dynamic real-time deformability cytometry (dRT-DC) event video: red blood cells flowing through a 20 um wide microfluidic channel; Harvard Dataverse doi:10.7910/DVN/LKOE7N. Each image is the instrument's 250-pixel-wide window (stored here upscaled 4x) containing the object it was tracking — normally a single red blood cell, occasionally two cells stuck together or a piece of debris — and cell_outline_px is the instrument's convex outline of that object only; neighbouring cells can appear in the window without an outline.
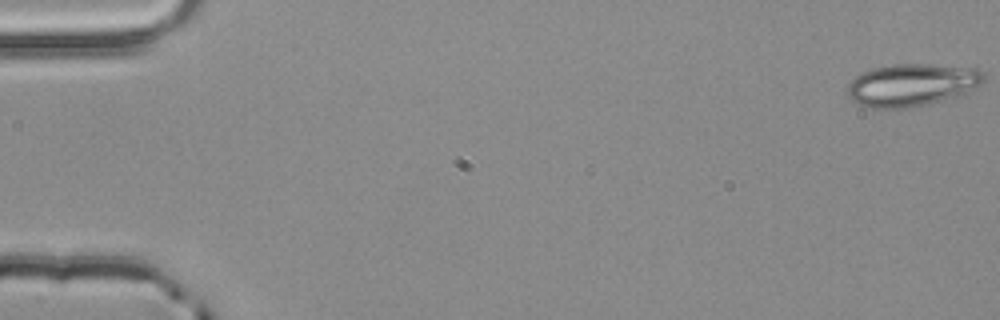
{"species": "common noctule bat (a hibernating species)", "species_latin": "Nyctalus noctula", "temperature_condition": "room temperature", "stored_images_in_passage": 53, "camera_frame_rate_fps": 3000, "um_per_image_px": 0.085, "animal": {"sex": "male", "body_mass_g": 20.4}, "frame": {"image": 1, "passage_image": 1, "time_ms": 0.0, "image_size_px": [1000, 320], "cell_outline_px": [[984, 80], [980, 84], [968, 92], [940, 100], [908, 108], [872, 108], [856, 104], [848, 96], [848, 84], [856, 76], [872, 68], [892, 64], [928, 64], [980, 68], [984, 72]], "centroid_in_image_um": [77.5, 7.2], "position_along_channel_um": 7.5, "area_um2": 33.64}}
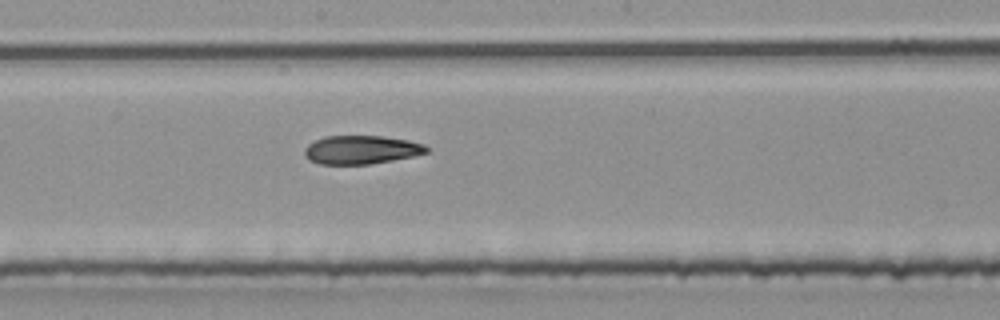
{"frame": {"image": 2, "passage_image": 30, "time_ms": 9.667, "image_size_px": [1000, 320], "cell_outline_px": [[428, 152], [412, 156], [392, 160], [368, 164], [320, 164], [308, 160], [304, 156], [304, 148], [308, 144], [324, 136], [380, 136], [408, 140], [424, 144], [428, 148]], "centroid_in_image_um": [30.67, 12.73], "position_along_channel_um": 217.5, "area_um2": 20.23}}
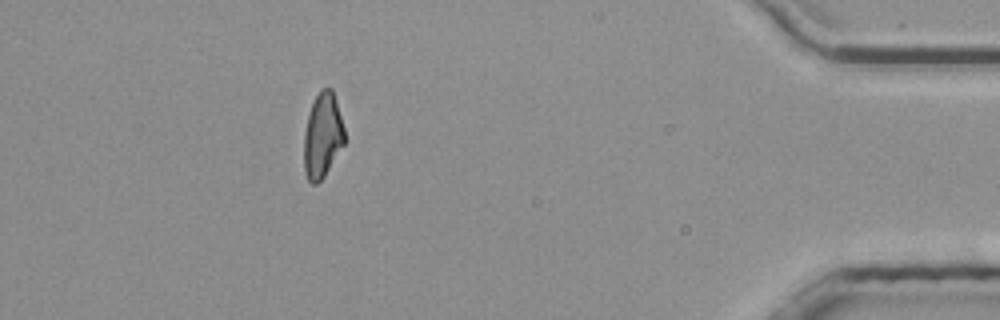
{"frame": {"image": 3, "passage_image": 49, "time_ms": 16.0, "image_size_px": [1000, 320], "cell_outline_px": [[344, 144], [324, 176], [316, 184], [312, 184], [308, 180], [304, 172], [304, 132], [308, 112], [320, 88], [332, 88], [336, 100], [344, 128]], "centroid_in_image_um": [27.4, 11.51], "position_along_channel_um": 407.8, "area_um2": 20.06}, "authors_computed_cell_mechanics": {"area_um2": 21.2126, "velocity_mm_per_s": 3.8873, "shape_relaxation_time_tau1_ms": null, "shape_relaxation_time_tau2_ms": 7.4321, "deformation_change_tau1": null, "deformation_change_tau2": 0.1807}}